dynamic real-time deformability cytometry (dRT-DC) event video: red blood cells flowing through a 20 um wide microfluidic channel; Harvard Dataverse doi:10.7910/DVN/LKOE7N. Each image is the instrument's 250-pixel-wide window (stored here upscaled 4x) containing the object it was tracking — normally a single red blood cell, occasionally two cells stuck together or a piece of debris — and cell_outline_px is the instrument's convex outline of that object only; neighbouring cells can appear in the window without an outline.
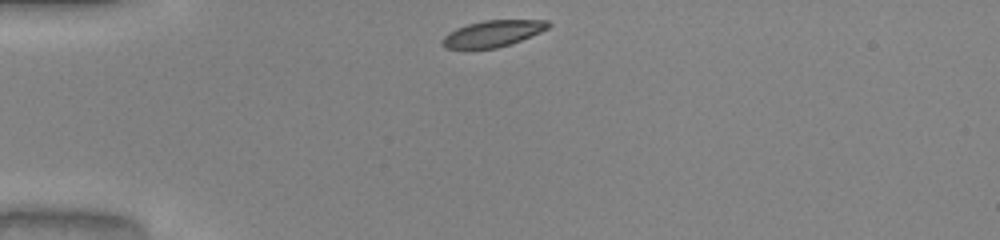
{"species": "common noctule bat (a hibernating species)", "species_latin": "Nyctalus noctula", "temperature_condition": "warm", "stored_images_in_passage": 31, "camera_frame_rate_fps": 3000, "um_per_image_px": 0.085, "animal": {"sex": "male", "body_mass_g": 20.0, "forearm_length_mm": 53.3}, "frame": {"image": 1, "passage_image": 1, "time_ms": 0.0, "image_size_px": [1000, 240], "cell_outline_px": [[552, 24], [548, 28], [540, 32], [512, 44], [496, 48], [444, 48], [440, 44], [440, 40], [448, 32], [456, 28], [468, 24], [484, 20], [548, 20]], "centroid_in_image_um": [41.87, 2.85], "position_along_channel_um": 43.1, "area_um2": 16.36}}
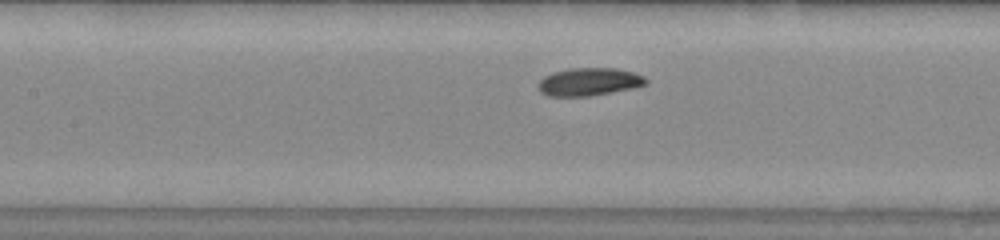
{"frame": {"image": 2, "passage_image": 12, "time_ms": 3.667, "image_size_px": [1000, 240], "cell_outline_px": [[648, 84], [632, 88], [612, 92], [588, 96], [548, 96], [540, 92], [536, 88], [540, 80], [544, 76], [552, 72], [568, 68], [616, 68], [632, 72], [644, 76], [648, 80]], "centroid_in_image_um": [50.04, 6.95], "position_along_channel_um": 157.4, "area_um2": 17.63}}
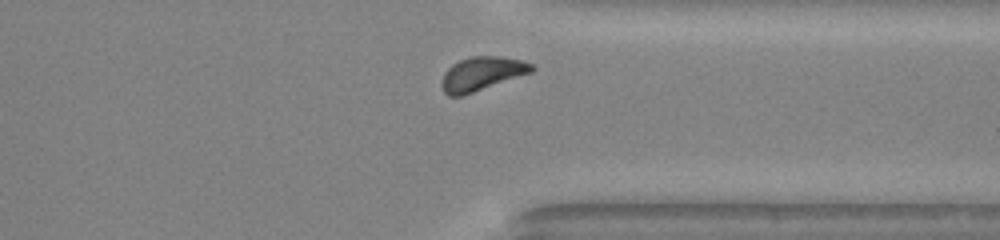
{"frame": {"image": 3, "passage_image": 28, "time_ms": 9.0, "image_size_px": [1000, 240], "cell_outline_px": [[536, 68], [532, 72], [464, 96], [448, 96], [444, 92], [440, 84], [444, 72], [452, 64], [460, 60], [472, 56], [500, 56], [524, 60], [532, 64]], "centroid_in_image_um": [40.95, 6.27], "position_along_channel_um": 370.4, "area_um2": 17.98}, "authors_computed_cell_mechanics": {"area_um2": 17.2244, "velocity_mm_per_s": 3.9962, "shape_relaxation_time_tau1_ms": 2.2961, "shape_relaxation_time_tau2_ms": 2.6169, "deformation_change_tau1": 0.0977, "deformation_change_tau2": 0.062}}